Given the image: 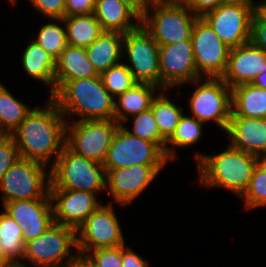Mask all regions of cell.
Here are the masks:
<instances>
[{"label":"cell","mask_w":266,"mask_h":267,"mask_svg":"<svg viewBox=\"0 0 266 267\" xmlns=\"http://www.w3.org/2000/svg\"><path fill=\"white\" fill-rule=\"evenodd\" d=\"M46 105L36 106L9 135L14 139L20 158L35 160L50 167L66 142V123L57 104L49 97ZM54 157V158H53ZM53 158V161H50ZM50 161V162H49Z\"/></svg>","instance_id":"obj_1"},{"label":"cell","mask_w":266,"mask_h":267,"mask_svg":"<svg viewBox=\"0 0 266 267\" xmlns=\"http://www.w3.org/2000/svg\"><path fill=\"white\" fill-rule=\"evenodd\" d=\"M199 184L203 187H221L241 196L246 190L259 157L228 144L221 153H195Z\"/></svg>","instance_id":"obj_2"},{"label":"cell","mask_w":266,"mask_h":267,"mask_svg":"<svg viewBox=\"0 0 266 267\" xmlns=\"http://www.w3.org/2000/svg\"><path fill=\"white\" fill-rule=\"evenodd\" d=\"M64 115L78 120L114 119L115 98L95 76L65 82L51 97Z\"/></svg>","instance_id":"obj_3"},{"label":"cell","mask_w":266,"mask_h":267,"mask_svg":"<svg viewBox=\"0 0 266 267\" xmlns=\"http://www.w3.org/2000/svg\"><path fill=\"white\" fill-rule=\"evenodd\" d=\"M199 17L178 0L151 2L140 24L160 45L191 40L194 23Z\"/></svg>","instance_id":"obj_4"},{"label":"cell","mask_w":266,"mask_h":267,"mask_svg":"<svg viewBox=\"0 0 266 267\" xmlns=\"http://www.w3.org/2000/svg\"><path fill=\"white\" fill-rule=\"evenodd\" d=\"M49 168V189L79 190L96 195L106 190L103 164L74 153L66 145Z\"/></svg>","instance_id":"obj_5"},{"label":"cell","mask_w":266,"mask_h":267,"mask_svg":"<svg viewBox=\"0 0 266 267\" xmlns=\"http://www.w3.org/2000/svg\"><path fill=\"white\" fill-rule=\"evenodd\" d=\"M71 248L77 251L76 230L54 222L25 244L23 261L17 267H28L24 259L34 267H67L79 255L71 254Z\"/></svg>","instance_id":"obj_6"},{"label":"cell","mask_w":266,"mask_h":267,"mask_svg":"<svg viewBox=\"0 0 266 267\" xmlns=\"http://www.w3.org/2000/svg\"><path fill=\"white\" fill-rule=\"evenodd\" d=\"M190 83H197L188 102L191 116L204 124L215 122L225 132L232 114L231 88L221 78L202 77Z\"/></svg>","instance_id":"obj_7"},{"label":"cell","mask_w":266,"mask_h":267,"mask_svg":"<svg viewBox=\"0 0 266 267\" xmlns=\"http://www.w3.org/2000/svg\"><path fill=\"white\" fill-rule=\"evenodd\" d=\"M120 124L112 120H69L65 145L86 159L103 164Z\"/></svg>","instance_id":"obj_8"},{"label":"cell","mask_w":266,"mask_h":267,"mask_svg":"<svg viewBox=\"0 0 266 267\" xmlns=\"http://www.w3.org/2000/svg\"><path fill=\"white\" fill-rule=\"evenodd\" d=\"M47 167L35 160L19 158L0 182L1 202L44 198L50 185V172H45Z\"/></svg>","instance_id":"obj_9"},{"label":"cell","mask_w":266,"mask_h":267,"mask_svg":"<svg viewBox=\"0 0 266 267\" xmlns=\"http://www.w3.org/2000/svg\"><path fill=\"white\" fill-rule=\"evenodd\" d=\"M165 152L154 142L130 134L120 125L103 162L105 172L134 165H166Z\"/></svg>","instance_id":"obj_10"},{"label":"cell","mask_w":266,"mask_h":267,"mask_svg":"<svg viewBox=\"0 0 266 267\" xmlns=\"http://www.w3.org/2000/svg\"><path fill=\"white\" fill-rule=\"evenodd\" d=\"M113 203L101 204L76 230L77 253L85 256L99 248L118 247L125 244L123 231Z\"/></svg>","instance_id":"obj_11"},{"label":"cell","mask_w":266,"mask_h":267,"mask_svg":"<svg viewBox=\"0 0 266 267\" xmlns=\"http://www.w3.org/2000/svg\"><path fill=\"white\" fill-rule=\"evenodd\" d=\"M122 54L136 82L160 87L159 45L141 24L124 33Z\"/></svg>","instance_id":"obj_12"},{"label":"cell","mask_w":266,"mask_h":267,"mask_svg":"<svg viewBox=\"0 0 266 267\" xmlns=\"http://www.w3.org/2000/svg\"><path fill=\"white\" fill-rule=\"evenodd\" d=\"M255 9L240 3L224 2L201 18L229 48L250 42Z\"/></svg>","instance_id":"obj_13"},{"label":"cell","mask_w":266,"mask_h":267,"mask_svg":"<svg viewBox=\"0 0 266 267\" xmlns=\"http://www.w3.org/2000/svg\"><path fill=\"white\" fill-rule=\"evenodd\" d=\"M191 40L198 74L203 78H221L226 71L231 48L201 17L194 23Z\"/></svg>","instance_id":"obj_14"},{"label":"cell","mask_w":266,"mask_h":267,"mask_svg":"<svg viewBox=\"0 0 266 267\" xmlns=\"http://www.w3.org/2000/svg\"><path fill=\"white\" fill-rule=\"evenodd\" d=\"M159 67L162 90L181 87L202 78L196 69L192 40L160 45Z\"/></svg>","instance_id":"obj_15"},{"label":"cell","mask_w":266,"mask_h":267,"mask_svg":"<svg viewBox=\"0 0 266 267\" xmlns=\"http://www.w3.org/2000/svg\"><path fill=\"white\" fill-rule=\"evenodd\" d=\"M165 165H134L106 173V192L115 203L128 206L156 179Z\"/></svg>","instance_id":"obj_16"},{"label":"cell","mask_w":266,"mask_h":267,"mask_svg":"<svg viewBox=\"0 0 266 267\" xmlns=\"http://www.w3.org/2000/svg\"><path fill=\"white\" fill-rule=\"evenodd\" d=\"M55 223L71 227L75 230L102 203L96 194L65 189H49Z\"/></svg>","instance_id":"obj_17"},{"label":"cell","mask_w":266,"mask_h":267,"mask_svg":"<svg viewBox=\"0 0 266 267\" xmlns=\"http://www.w3.org/2000/svg\"><path fill=\"white\" fill-rule=\"evenodd\" d=\"M2 206L19 226H23L25 244L42 235L54 223L49 193L41 199L15 200L3 203Z\"/></svg>","instance_id":"obj_18"},{"label":"cell","mask_w":266,"mask_h":267,"mask_svg":"<svg viewBox=\"0 0 266 267\" xmlns=\"http://www.w3.org/2000/svg\"><path fill=\"white\" fill-rule=\"evenodd\" d=\"M266 52L251 42L230 49L228 64L221 79L232 89L252 83L265 69Z\"/></svg>","instance_id":"obj_19"},{"label":"cell","mask_w":266,"mask_h":267,"mask_svg":"<svg viewBox=\"0 0 266 267\" xmlns=\"http://www.w3.org/2000/svg\"><path fill=\"white\" fill-rule=\"evenodd\" d=\"M225 132L230 146L260 159L266 154V118L231 116Z\"/></svg>","instance_id":"obj_20"},{"label":"cell","mask_w":266,"mask_h":267,"mask_svg":"<svg viewBox=\"0 0 266 267\" xmlns=\"http://www.w3.org/2000/svg\"><path fill=\"white\" fill-rule=\"evenodd\" d=\"M99 76L86 49L67 44L55 61V92L67 81Z\"/></svg>","instance_id":"obj_21"},{"label":"cell","mask_w":266,"mask_h":267,"mask_svg":"<svg viewBox=\"0 0 266 267\" xmlns=\"http://www.w3.org/2000/svg\"><path fill=\"white\" fill-rule=\"evenodd\" d=\"M162 89L149 83H135L129 90L118 95L114 100V120L122 125L128 122L129 116H134L151 108L155 91Z\"/></svg>","instance_id":"obj_22"},{"label":"cell","mask_w":266,"mask_h":267,"mask_svg":"<svg viewBox=\"0 0 266 267\" xmlns=\"http://www.w3.org/2000/svg\"><path fill=\"white\" fill-rule=\"evenodd\" d=\"M94 15L104 31L121 33L135 30L141 20L129 6L120 0H96Z\"/></svg>","instance_id":"obj_23"},{"label":"cell","mask_w":266,"mask_h":267,"mask_svg":"<svg viewBox=\"0 0 266 267\" xmlns=\"http://www.w3.org/2000/svg\"><path fill=\"white\" fill-rule=\"evenodd\" d=\"M124 33L103 31V33L86 48L87 57L100 75L111 66L119 64L123 56Z\"/></svg>","instance_id":"obj_24"},{"label":"cell","mask_w":266,"mask_h":267,"mask_svg":"<svg viewBox=\"0 0 266 267\" xmlns=\"http://www.w3.org/2000/svg\"><path fill=\"white\" fill-rule=\"evenodd\" d=\"M21 59L26 74L48 86L51 97L55 93V60L32 39L23 51Z\"/></svg>","instance_id":"obj_25"},{"label":"cell","mask_w":266,"mask_h":267,"mask_svg":"<svg viewBox=\"0 0 266 267\" xmlns=\"http://www.w3.org/2000/svg\"><path fill=\"white\" fill-rule=\"evenodd\" d=\"M231 90V116L266 118V89L248 83L235 86Z\"/></svg>","instance_id":"obj_26"},{"label":"cell","mask_w":266,"mask_h":267,"mask_svg":"<svg viewBox=\"0 0 266 267\" xmlns=\"http://www.w3.org/2000/svg\"><path fill=\"white\" fill-rule=\"evenodd\" d=\"M63 22L66 29L67 43L79 48L86 49L104 31L94 13L65 16Z\"/></svg>","instance_id":"obj_27"},{"label":"cell","mask_w":266,"mask_h":267,"mask_svg":"<svg viewBox=\"0 0 266 267\" xmlns=\"http://www.w3.org/2000/svg\"><path fill=\"white\" fill-rule=\"evenodd\" d=\"M22 228L5 211L0 213V246L5 258L14 267L21 263L25 253Z\"/></svg>","instance_id":"obj_28"},{"label":"cell","mask_w":266,"mask_h":267,"mask_svg":"<svg viewBox=\"0 0 266 267\" xmlns=\"http://www.w3.org/2000/svg\"><path fill=\"white\" fill-rule=\"evenodd\" d=\"M166 92L167 90L165 89L157 94L152 101L151 110L158 124L161 136L168 141L183 116L184 108L177 106V104L171 101Z\"/></svg>","instance_id":"obj_29"},{"label":"cell","mask_w":266,"mask_h":267,"mask_svg":"<svg viewBox=\"0 0 266 267\" xmlns=\"http://www.w3.org/2000/svg\"><path fill=\"white\" fill-rule=\"evenodd\" d=\"M195 117L187 116L181 117L179 124L176 126L175 132L171 138L166 142L165 155L171 162L176 158V148H187L200 141L203 135V125ZM170 144V145H168Z\"/></svg>","instance_id":"obj_30"},{"label":"cell","mask_w":266,"mask_h":267,"mask_svg":"<svg viewBox=\"0 0 266 267\" xmlns=\"http://www.w3.org/2000/svg\"><path fill=\"white\" fill-rule=\"evenodd\" d=\"M31 111L0 82V131L3 134L12 133Z\"/></svg>","instance_id":"obj_31"},{"label":"cell","mask_w":266,"mask_h":267,"mask_svg":"<svg viewBox=\"0 0 266 267\" xmlns=\"http://www.w3.org/2000/svg\"><path fill=\"white\" fill-rule=\"evenodd\" d=\"M50 21L39 28L37 37L32 40L44 48L56 61L68 44L66 29L65 24L64 27L62 25L64 23L62 18H50ZM54 21L57 23L55 24Z\"/></svg>","instance_id":"obj_32"},{"label":"cell","mask_w":266,"mask_h":267,"mask_svg":"<svg viewBox=\"0 0 266 267\" xmlns=\"http://www.w3.org/2000/svg\"><path fill=\"white\" fill-rule=\"evenodd\" d=\"M129 118H133L134 120L132 122V131L128 129L127 125L125 126V124H122V126L130 134L143 140L156 143L165 152L167 141L160 134L158 124L155 121L151 108Z\"/></svg>","instance_id":"obj_33"},{"label":"cell","mask_w":266,"mask_h":267,"mask_svg":"<svg viewBox=\"0 0 266 267\" xmlns=\"http://www.w3.org/2000/svg\"><path fill=\"white\" fill-rule=\"evenodd\" d=\"M240 198L244 200L247 209L266 206V164L261 160Z\"/></svg>","instance_id":"obj_34"},{"label":"cell","mask_w":266,"mask_h":267,"mask_svg":"<svg viewBox=\"0 0 266 267\" xmlns=\"http://www.w3.org/2000/svg\"><path fill=\"white\" fill-rule=\"evenodd\" d=\"M100 77L105 88L115 99L137 83L131 71L123 62L111 66L108 70L102 72Z\"/></svg>","instance_id":"obj_35"},{"label":"cell","mask_w":266,"mask_h":267,"mask_svg":"<svg viewBox=\"0 0 266 267\" xmlns=\"http://www.w3.org/2000/svg\"><path fill=\"white\" fill-rule=\"evenodd\" d=\"M85 257L94 267H122V245L93 249Z\"/></svg>","instance_id":"obj_36"},{"label":"cell","mask_w":266,"mask_h":267,"mask_svg":"<svg viewBox=\"0 0 266 267\" xmlns=\"http://www.w3.org/2000/svg\"><path fill=\"white\" fill-rule=\"evenodd\" d=\"M20 158L18 148L10 135L0 136V182L4 174Z\"/></svg>","instance_id":"obj_37"},{"label":"cell","mask_w":266,"mask_h":267,"mask_svg":"<svg viewBox=\"0 0 266 267\" xmlns=\"http://www.w3.org/2000/svg\"><path fill=\"white\" fill-rule=\"evenodd\" d=\"M38 12L45 18H64L65 0H29Z\"/></svg>","instance_id":"obj_38"},{"label":"cell","mask_w":266,"mask_h":267,"mask_svg":"<svg viewBox=\"0 0 266 267\" xmlns=\"http://www.w3.org/2000/svg\"><path fill=\"white\" fill-rule=\"evenodd\" d=\"M250 42L266 52V19L257 10L251 22Z\"/></svg>","instance_id":"obj_39"},{"label":"cell","mask_w":266,"mask_h":267,"mask_svg":"<svg viewBox=\"0 0 266 267\" xmlns=\"http://www.w3.org/2000/svg\"><path fill=\"white\" fill-rule=\"evenodd\" d=\"M95 5L96 0H65V16L92 14Z\"/></svg>","instance_id":"obj_40"},{"label":"cell","mask_w":266,"mask_h":267,"mask_svg":"<svg viewBox=\"0 0 266 267\" xmlns=\"http://www.w3.org/2000/svg\"><path fill=\"white\" fill-rule=\"evenodd\" d=\"M180 3L189 7L192 12L202 17L207 12L216 9L220 4L226 2L225 0H178Z\"/></svg>","instance_id":"obj_41"},{"label":"cell","mask_w":266,"mask_h":267,"mask_svg":"<svg viewBox=\"0 0 266 267\" xmlns=\"http://www.w3.org/2000/svg\"><path fill=\"white\" fill-rule=\"evenodd\" d=\"M122 267H149V263L124 244L122 245Z\"/></svg>","instance_id":"obj_42"},{"label":"cell","mask_w":266,"mask_h":267,"mask_svg":"<svg viewBox=\"0 0 266 267\" xmlns=\"http://www.w3.org/2000/svg\"><path fill=\"white\" fill-rule=\"evenodd\" d=\"M129 6L140 18L151 3L149 0H120Z\"/></svg>","instance_id":"obj_43"},{"label":"cell","mask_w":266,"mask_h":267,"mask_svg":"<svg viewBox=\"0 0 266 267\" xmlns=\"http://www.w3.org/2000/svg\"><path fill=\"white\" fill-rule=\"evenodd\" d=\"M67 267H94L85 257L78 255Z\"/></svg>","instance_id":"obj_44"},{"label":"cell","mask_w":266,"mask_h":267,"mask_svg":"<svg viewBox=\"0 0 266 267\" xmlns=\"http://www.w3.org/2000/svg\"><path fill=\"white\" fill-rule=\"evenodd\" d=\"M251 84L259 88L266 89V64L265 69L261 70V73L256 76V78Z\"/></svg>","instance_id":"obj_45"},{"label":"cell","mask_w":266,"mask_h":267,"mask_svg":"<svg viewBox=\"0 0 266 267\" xmlns=\"http://www.w3.org/2000/svg\"><path fill=\"white\" fill-rule=\"evenodd\" d=\"M225 1L229 2V3L244 4V5H247V6L254 8L255 10H257L259 5H260V1L257 3H254L255 1H253V0H225Z\"/></svg>","instance_id":"obj_46"},{"label":"cell","mask_w":266,"mask_h":267,"mask_svg":"<svg viewBox=\"0 0 266 267\" xmlns=\"http://www.w3.org/2000/svg\"><path fill=\"white\" fill-rule=\"evenodd\" d=\"M0 267H14L4 256L0 246Z\"/></svg>","instance_id":"obj_47"},{"label":"cell","mask_w":266,"mask_h":267,"mask_svg":"<svg viewBox=\"0 0 266 267\" xmlns=\"http://www.w3.org/2000/svg\"><path fill=\"white\" fill-rule=\"evenodd\" d=\"M260 5L257 11L266 19V0H260Z\"/></svg>","instance_id":"obj_48"},{"label":"cell","mask_w":266,"mask_h":267,"mask_svg":"<svg viewBox=\"0 0 266 267\" xmlns=\"http://www.w3.org/2000/svg\"><path fill=\"white\" fill-rule=\"evenodd\" d=\"M7 1L10 2V3L13 4V5L16 4V3H18V2H17L18 0H7Z\"/></svg>","instance_id":"obj_49"},{"label":"cell","mask_w":266,"mask_h":267,"mask_svg":"<svg viewBox=\"0 0 266 267\" xmlns=\"http://www.w3.org/2000/svg\"><path fill=\"white\" fill-rule=\"evenodd\" d=\"M261 161L266 164V154L261 158Z\"/></svg>","instance_id":"obj_50"},{"label":"cell","mask_w":266,"mask_h":267,"mask_svg":"<svg viewBox=\"0 0 266 267\" xmlns=\"http://www.w3.org/2000/svg\"><path fill=\"white\" fill-rule=\"evenodd\" d=\"M150 2L165 1V0H149Z\"/></svg>","instance_id":"obj_51"}]
</instances>
